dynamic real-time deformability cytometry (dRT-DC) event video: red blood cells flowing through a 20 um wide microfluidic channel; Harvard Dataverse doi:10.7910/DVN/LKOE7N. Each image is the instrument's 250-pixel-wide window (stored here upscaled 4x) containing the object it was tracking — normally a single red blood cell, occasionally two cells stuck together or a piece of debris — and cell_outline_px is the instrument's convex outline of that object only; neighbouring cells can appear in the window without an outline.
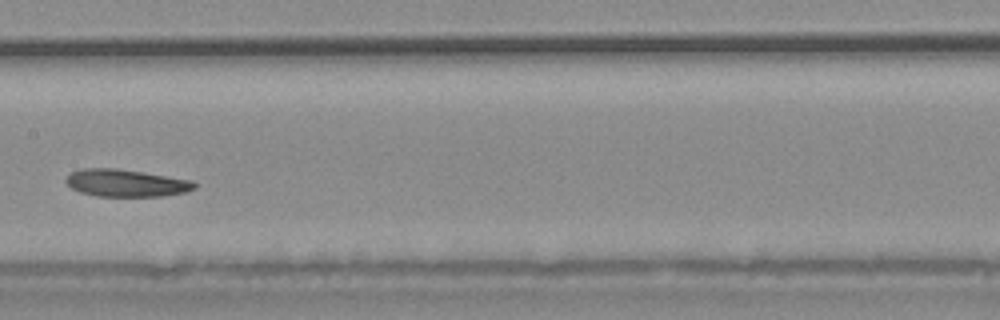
{"species": "common noctule bat (a hibernating species)", "species_latin": "Nyctalus noctula", "temperature_condition": "warm", "stored_images_in_passage": 24, "camera_frame_rate_fps": 3000, "um_per_image_px": 0.085, "animal": {"sex": "male", "body_mass_g": 20.4}, "frame": {"image": 1, "passage_image": 17, "time_ms": 5.333, "image_size_px": [1000, 320], "cell_outline_px": [[196, 188], [188, 192], [164, 196], [96, 196], [80, 192], [72, 188], [64, 180], [72, 172], [80, 168], [116, 168], [144, 172], [192, 180], [196, 184]], "centroid_in_image_um": [10.74, 15.55], "position_along_channel_um": 196.7, "area_um2": 20.58}}